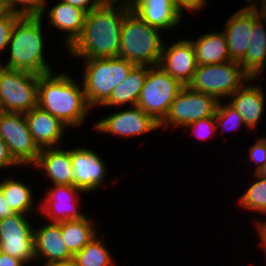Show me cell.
I'll return each mask as SVG.
<instances>
[{
  "mask_svg": "<svg viewBox=\"0 0 266 266\" xmlns=\"http://www.w3.org/2000/svg\"><path fill=\"white\" fill-rule=\"evenodd\" d=\"M160 32V29L148 25L130 11L121 27L118 57L135 65H158L164 44Z\"/></svg>",
  "mask_w": 266,
  "mask_h": 266,
  "instance_id": "cell-4",
  "label": "cell"
},
{
  "mask_svg": "<svg viewBox=\"0 0 266 266\" xmlns=\"http://www.w3.org/2000/svg\"><path fill=\"white\" fill-rule=\"evenodd\" d=\"M86 12L68 3L59 1L48 11L50 25L67 33L65 37L66 48H69L80 36L85 21Z\"/></svg>",
  "mask_w": 266,
  "mask_h": 266,
  "instance_id": "cell-23",
  "label": "cell"
},
{
  "mask_svg": "<svg viewBox=\"0 0 266 266\" xmlns=\"http://www.w3.org/2000/svg\"><path fill=\"white\" fill-rule=\"evenodd\" d=\"M197 65L219 64L231 61L224 32H210L191 40Z\"/></svg>",
  "mask_w": 266,
  "mask_h": 266,
  "instance_id": "cell-25",
  "label": "cell"
},
{
  "mask_svg": "<svg viewBox=\"0 0 266 266\" xmlns=\"http://www.w3.org/2000/svg\"><path fill=\"white\" fill-rule=\"evenodd\" d=\"M25 262L0 251V266H25Z\"/></svg>",
  "mask_w": 266,
  "mask_h": 266,
  "instance_id": "cell-38",
  "label": "cell"
},
{
  "mask_svg": "<svg viewBox=\"0 0 266 266\" xmlns=\"http://www.w3.org/2000/svg\"><path fill=\"white\" fill-rule=\"evenodd\" d=\"M40 16H22L14 25L8 44L10 58L0 66L37 75L53 72L44 58V41Z\"/></svg>",
  "mask_w": 266,
  "mask_h": 266,
  "instance_id": "cell-3",
  "label": "cell"
},
{
  "mask_svg": "<svg viewBox=\"0 0 266 266\" xmlns=\"http://www.w3.org/2000/svg\"><path fill=\"white\" fill-rule=\"evenodd\" d=\"M249 79L239 62L228 61L197 66L193 79L187 86L220 101L224 97H230Z\"/></svg>",
  "mask_w": 266,
  "mask_h": 266,
  "instance_id": "cell-6",
  "label": "cell"
},
{
  "mask_svg": "<svg viewBox=\"0 0 266 266\" xmlns=\"http://www.w3.org/2000/svg\"><path fill=\"white\" fill-rule=\"evenodd\" d=\"M14 213L15 212L9 206L7 200L4 197V194L2 193V191L0 189V220L4 219L7 216H10Z\"/></svg>",
  "mask_w": 266,
  "mask_h": 266,
  "instance_id": "cell-39",
  "label": "cell"
},
{
  "mask_svg": "<svg viewBox=\"0 0 266 266\" xmlns=\"http://www.w3.org/2000/svg\"><path fill=\"white\" fill-rule=\"evenodd\" d=\"M252 30L253 7H243L228 19L223 32L231 61L240 62L243 59L249 48Z\"/></svg>",
  "mask_w": 266,
  "mask_h": 266,
  "instance_id": "cell-18",
  "label": "cell"
},
{
  "mask_svg": "<svg viewBox=\"0 0 266 266\" xmlns=\"http://www.w3.org/2000/svg\"><path fill=\"white\" fill-rule=\"evenodd\" d=\"M158 128L159 123L138 106L115 112L94 124L96 131L119 137L139 136Z\"/></svg>",
  "mask_w": 266,
  "mask_h": 266,
  "instance_id": "cell-12",
  "label": "cell"
},
{
  "mask_svg": "<svg viewBox=\"0 0 266 266\" xmlns=\"http://www.w3.org/2000/svg\"><path fill=\"white\" fill-rule=\"evenodd\" d=\"M45 171L53 185H73L70 150L59 147L43 148L33 168Z\"/></svg>",
  "mask_w": 266,
  "mask_h": 266,
  "instance_id": "cell-22",
  "label": "cell"
},
{
  "mask_svg": "<svg viewBox=\"0 0 266 266\" xmlns=\"http://www.w3.org/2000/svg\"><path fill=\"white\" fill-rule=\"evenodd\" d=\"M185 129L190 128L193 133L199 139H207L208 136L217 130L215 117H207L204 119L196 120L184 127Z\"/></svg>",
  "mask_w": 266,
  "mask_h": 266,
  "instance_id": "cell-33",
  "label": "cell"
},
{
  "mask_svg": "<svg viewBox=\"0 0 266 266\" xmlns=\"http://www.w3.org/2000/svg\"><path fill=\"white\" fill-rule=\"evenodd\" d=\"M0 138L19 165L32 166L36 162L41 149L29 132L24 113L0 111Z\"/></svg>",
  "mask_w": 266,
  "mask_h": 266,
  "instance_id": "cell-10",
  "label": "cell"
},
{
  "mask_svg": "<svg viewBox=\"0 0 266 266\" xmlns=\"http://www.w3.org/2000/svg\"><path fill=\"white\" fill-rule=\"evenodd\" d=\"M39 76L0 66V110L27 113L37 107Z\"/></svg>",
  "mask_w": 266,
  "mask_h": 266,
  "instance_id": "cell-7",
  "label": "cell"
},
{
  "mask_svg": "<svg viewBox=\"0 0 266 266\" xmlns=\"http://www.w3.org/2000/svg\"><path fill=\"white\" fill-rule=\"evenodd\" d=\"M88 217L60 222L63 241L73 256L97 235L93 221Z\"/></svg>",
  "mask_w": 266,
  "mask_h": 266,
  "instance_id": "cell-26",
  "label": "cell"
},
{
  "mask_svg": "<svg viewBox=\"0 0 266 266\" xmlns=\"http://www.w3.org/2000/svg\"><path fill=\"white\" fill-rule=\"evenodd\" d=\"M260 2L261 3H260L259 8H261V9H259V12H260L261 16L266 20V0H262Z\"/></svg>",
  "mask_w": 266,
  "mask_h": 266,
  "instance_id": "cell-42",
  "label": "cell"
},
{
  "mask_svg": "<svg viewBox=\"0 0 266 266\" xmlns=\"http://www.w3.org/2000/svg\"><path fill=\"white\" fill-rule=\"evenodd\" d=\"M214 117H215L216 127L217 128L222 127L228 131L229 129L231 131L237 130L242 125L243 126L245 125L241 115L230 103H227V105L225 104L223 105L222 101H218Z\"/></svg>",
  "mask_w": 266,
  "mask_h": 266,
  "instance_id": "cell-31",
  "label": "cell"
},
{
  "mask_svg": "<svg viewBox=\"0 0 266 266\" xmlns=\"http://www.w3.org/2000/svg\"><path fill=\"white\" fill-rule=\"evenodd\" d=\"M183 85L160 66H149L136 106L160 123Z\"/></svg>",
  "mask_w": 266,
  "mask_h": 266,
  "instance_id": "cell-8",
  "label": "cell"
},
{
  "mask_svg": "<svg viewBox=\"0 0 266 266\" xmlns=\"http://www.w3.org/2000/svg\"><path fill=\"white\" fill-rule=\"evenodd\" d=\"M258 9V6L253 7L252 37L245 56L239 62L242 70L255 79L266 67V20Z\"/></svg>",
  "mask_w": 266,
  "mask_h": 266,
  "instance_id": "cell-20",
  "label": "cell"
},
{
  "mask_svg": "<svg viewBox=\"0 0 266 266\" xmlns=\"http://www.w3.org/2000/svg\"><path fill=\"white\" fill-rule=\"evenodd\" d=\"M13 165L20 166L10 155L7 144L0 138V169Z\"/></svg>",
  "mask_w": 266,
  "mask_h": 266,
  "instance_id": "cell-35",
  "label": "cell"
},
{
  "mask_svg": "<svg viewBox=\"0 0 266 266\" xmlns=\"http://www.w3.org/2000/svg\"><path fill=\"white\" fill-rule=\"evenodd\" d=\"M72 6L84 10L86 13L97 8L104 0H62Z\"/></svg>",
  "mask_w": 266,
  "mask_h": 266,
  "instance_id": "cell-36",
  "label": "cell"
},
{
  "mask_svg": "<svg viewBox=\"0 0 266 266\" xmlns=\"http://www.w3.org/2000/svg\"><path fill=\"white\" fill-rule=\"evenodd\" d=\"M83 192L74 185H53L47 191L45 199L39 204V213L45 214L50 222H62L76 220L85 217L83 212L77 209L76 195Z\"/></svg>",
  "mask_w": 266,
  "mask_h": 266,
  "instance_id": "cell-15",
  "label": "cell"
},
{
  "mask_svg": "<svg viewBox=\"0 0 266 266\" xmlns=\"http://www.w3.org/2000/svg\"><path fill=\"white\" fill-rule=\"evenodd\" d=\"M97 235L73 256L75 266H114V258Z\"/></svg>",
  "mask_w": 266,
  "mask_h": 266,
  "instance_id": "cell-28",
  "label": "cell"
},
{
  "mask_svg": "<svg viewBox=\"0 0 266 266\" xmlns=\"http://www.w3.org/2000/svg\"><path fill=\"white\" fill-rule=\"evenodd\" d=\"M55 74L39 76L37 106L58 118L67 128L77 127L91 110L84 89L69 74Z\"/></svg>",
  "mask_w": 266,
  "mask_h": 266,
  "instance_id": "cell-2",
  "label": "cell"
},
{
  "mask_svg": "<svg viewBox=\"0 0 266 266\" xmlns=\"http://www.w3.org/2000/svg\"><path fill=\"white\" fill-rule=\"evenodd\" d=\"M255 227L258 230L257 233H259L261 240L260 243H262L263 250H265L266 252V221L259 220V222L256 223Z\"/></svg>",
  "mask_w": 266,
  "mask_h": 266,
  "instance_id": "cell-40",
  "label": "cell"
},
{
  "mask_svg": "<svg viewBox=\"0 0 266 266\" xmlns=\"http://www.w3.org/2000/svg\"><path fill=\"white\" fill-rule=\"evenodd\" d=\"M186 10H202V7L206 5L205 0H176Z\"/></svg>",
  "mask_w": 266,
  "mask_h": 266,
  "instance_id": "cell-37",
  "label": "cell"
},
{
  "mask_svg": "<svg viewBox=\"0 0 266 266\" xmlns=\"http://www.w3.org/2000/svg\"><path fill=\"white\" fill-rule=\"evenodd\" d=\"M82 86L91 108L101 107L113 89L123 82L135 64L119 58H97L84 60Z\"/></svg>",
  "mask_w": 266,
  "mask_h": 266,
  "instance_id": "cell-5",
  "label": "cell"
},
{
  "mask_svg": "<svg viewBox=\"0 0 266 266\" xmlns=\"http://www.w3.org/2000/svg\"><path fill=\"white\" fill-rule=\"evenodd\" d=\"M255 78H250L230 96V104L241 115L245 126L255 128L264 113L265 94L258 85H247ZM245 85V86H244Z\"/></svg>",
  "mask_w": 266,
  "mask_h": 266,
  "instance_id": "cell-21",
  "label": "cell"
},
{
  "mask_svg": "<svg viewBox=\"0 0 266 266\" xmlns=\"http://www.w3.org/2000/svg\"><path fill=\"white\" fill-rule=\"evenodd\" d=\"M149 66L135 65L128 77L118 84L110 94V97L101 106H123L129 103L136 106L140 96L141 89L147 77Z\"/></svg>",
  "mask_w": 266,
  "mask_h": 266,
  "instance_id": "cell-24",
  "label": "cell"
},
{
  "mask_svg": "<svg viewBox=\"0 0 266 266\" xmlns=\"http://www.w3.org/2000/svg\"><path fill=\"white\" fill-rule=\"evenodd\" d=\"M5 11L20 16H40L43 18L46 10V0H1ZM18 4L22 6H17ZM19 7V8H17Z\"/></svg>",
  "mask_w": 266,
  "mask_h": 266,
  "instance_id": "cell-30",
  "label": "cell"
},
{
  "mask_svg": "<svg viewBox=\"0 0 266 266\" xmlns=\"http://www.w3.org/2000/svg\"><path fill=\"white\" fill-rule=\"evenodd\" d=\"M29 132L40 149L58 147L64 135V125L58 118L38 106L24 113Z\"/></svg>",
  "mask_w": 266,
  "mask_h": 266,
  "instance_id": "cell-19",
  "label": "cell"
},
{
  "mask_svg": "<svg viewBox=\"0 0 266 266\" xmlns=\"http://www.w3.org/2000/svg\"><path fill=\"white\" fill-rule=\"evenodd\" d=\"M21 17L10 11L0 14V52L8 48L14 25Z\"/></svg>",
  "mask_w": 266,
  "mask_h": 266,
  "instance_id": "cell-32",
  "label": "cell"
},
{
  "mask_svg": "<svg viewBox=\"0 0 266 266\" xmlns=\"http://www.w3.org/2000/svg\"><path fill=\"white\" fill-rule=\"evenodd\" d=\"M183 9L176 0H140L131 11L148 25L167 31L183 20Z\"/></svg>",
  "mask_w": 266,
  "mask_h": 266,
  "instance_id": "cell-17",
  "label": "cell"
},
{
  "mask_svg": "<svg viewBox=\"0 0 266 266\" xmlns=\"http://www.w3.org/2000/svg\"><path fill=\"white\" fill-rule=\"evenodd\" d=\"M117 3L122 4L124 7L127 8H132L137 2H139L140 0H114Z\"/></svg>",
  "mask_w": 266,
  "mask_h": 266,
  "instance_id": "cell-41",
  "label": "cell"
},
{
  "mask_svg": "<svg viewBox=\"0 0 266 266\" xmlns=\"http://www.w3.org/2000/svg\"><path fill=\"white\" fill-rule=\"evenodd\" d=\"M130 11L114 0H104L86 13L80 36L68 48L71 56L84 60L118 57L121 27Z\"/></svg>",
  "mask_w": 266,
  "mask_h": 266,
  "instance_id": "cell-1",
  "label": "cell"
},
{
  "mask_svg": "<svg viewBox=\"0 0 266 266\" xmlns=\"http://www.w3.org/2000/svg\"><path fill=\"white\" fill-rule=\"evenodd\" d=\"M258 174L264 178H266V162L264 164V166L262 167V169L258 172Z\"/></svg>",
  "mask_w": 266,
  "mask_h": 266,
  "instance_id": "cell-43",
  "label": "cell"
},
{
  "mask_svg": "<svg viewBox=\"0 0 266 266\" xmlns=\"http://www.w3.org/2000/svg\"><path fill=\"white\" fill-rule=\"evenodd\" d=\"M36 228L33 230L36 259L40 261L46 259L44 264L67 265L72 263L73 255L63 241L60 222H49Z\"/></svg>",
  "mask_w": 266,
  "mask_h": 266,
  "instance_id": "cell-16",
  "label": "cell"
},
{
  "mask_svg": "<svg viewBox=\"0 0 266 266\" xmlns=\"http://www.w3.org/2000/svg\"><path fill=\"white\" fill-rule=\"evenodd\" d=\"M4 7H3V3L2 1H0V14H2L4 12Z\"/></svg>",
  "mask_w": 266,
  "mask_h": 266,
  "instance_id": "cell-45",
  "label": "cell"
},
{
  "mask_svg": "<svg viewBox=\"0 0 266 266\" xmlns=\"http://www.w3.org/2000/svg\"><path fill=\"white\" fill-rule=\"evenodd\" d=\"M255 181L238 200V205L243 209L266 214V178L258 173L254 174Z\"/></svg>",
  "mask_w": 266,
  "mask_h": 266,
  "instance_id": "cell-29",
  "label": "cell"
},
{
  "mask_svg": "<svg viewBox=\"0 0 266 266\" xmlns=\"http://www.w3.org/2000/svg\"><path fill=\"white\" fill-rule=\"evenodd\" d=\"M247 4H249V7H255L257 6L255 2H257V0H245ZM262 1V0H261Z\"/></svg>",
  "mask_w": 266,
  "mask_h": 266,
  "instance_id": "cell-44",
  "label": "cell"
},
{
  "mask_svg": "<svg viewBox=\"0 0 266 266\" xmlns=\"http://www.w3.org/2000/svg\"><path fill=\"white\" fill-rule=\"evenodd\" d=\"M158 66L177 79L183 86H187L192 81L198 66L191 40L182 39L169 47H165L163 44Z\"/></svg>",
  "mask_w": 266,
  "mask_h": 266,
  "instance_id": "cell-14",
  "label": "cell"
},
{
  "mask_svg": "<svg viewBox=\"0 0 266 266\" xmlns=\"http://www.w3.org/2000/svg\"><path fill=\"white\" fill-rule=\"evenodd\" d=\"M65 266H75V265H73L72 263H70V264H67V265H65Z\"/></svg>",
  "mask_w": 266,
  "mask_h": 266,
  "instance_id": "cell-47",
  "label": "cell"
},
{
  "mask_svg": "<svg viewBox=\"0 0 266 266\" xmlns=\"http://www.w3.org/2000/svg\"><path fill=\"white\" fill-rule=\"evenodd\" d=\"M0 189L4 194L5 199L7 200L9 206L15 213L27 214L30 215V212L39 211L33 205V194L32 190L23 182L14 180L12 178H5L0 182ZM33 206V207H32Z\"/></svg>",
  "mask_w": 266,
  "mask_h": 266,
  "instance_id": "cell-27",
  "label": "cell"
},
{
  "mask_svg": "<svg viewBox=\"0 0 266 266\" xmlns=\"http://www.w3.org/2000/svg\"><path fill=\"white\" fill-rule=\"evenodd\" d=\"M73 185L85 192L94 191L105 181L106 167L103 159L88 148H73L70 150Z\"/></svg>",
  "mask_w": 266,
  "mask_h": 266,
  "instance_id": "cell-13",
  "label": "cell"
},
{
  "mask_svg": "<svg viewBox=\"0 0 266 266\" xmlns=\"http://www.w3.org/2000/svg\"><path fill=\"white\" fill-rule=\"evenodd\" d=\"M249 157L252 162L258 163L255 173H258L266 162V138L260 137L249 149Z\"/></svg>",
  "mask_w": 266,
  "mask_h": 266,
  "instance_id": "cell-34",
  "label": "cell"
},
{
  "mask_svg": "<svg viewBox=\"0 0 266 266\" xmlns=\"http://www.w3.org/2000/svg\"><path fill=\"white\" fill-rule=\"evenodd\" d=\"M27 215L14 213L0 220V251L26 264L35 261L33 226Z\"/></svg>",
  "mask_w": 266,
  "mask_h": 266,
  "instance_id": "cell-11",
  "label": "cell"
},
{
  "mask_svg": "<svg viewBox=\"0 0 266 266\" xmlns=\"http://www.w3.org/2000/svg\"><path fill=\"white\" fill-rule=\"evenodd\" d=\"M217 105L218 100L214 96L183 86L159 126L185 127L196 120L213 117Z\"/></svg>",
  "mask_w": 266,
  "mask_h": 266,
  "instance_id": "cell-9",
  "label": "cell"
},
{
  "mask_svg": "<svg viewBox=\"0 0 266 266\" xmlns=\"http://www.w3.org/2000/svg\"><path fill=\"white\" fill-rule=\"evenodd\" d=\"M43 266H65V265H57V264H44Z\"/></svg>",
  "mask_w": 266,
  "mask_h": 266,
  "instance_id": "cell-46",
  "label": "cell"
}]
</instances>
